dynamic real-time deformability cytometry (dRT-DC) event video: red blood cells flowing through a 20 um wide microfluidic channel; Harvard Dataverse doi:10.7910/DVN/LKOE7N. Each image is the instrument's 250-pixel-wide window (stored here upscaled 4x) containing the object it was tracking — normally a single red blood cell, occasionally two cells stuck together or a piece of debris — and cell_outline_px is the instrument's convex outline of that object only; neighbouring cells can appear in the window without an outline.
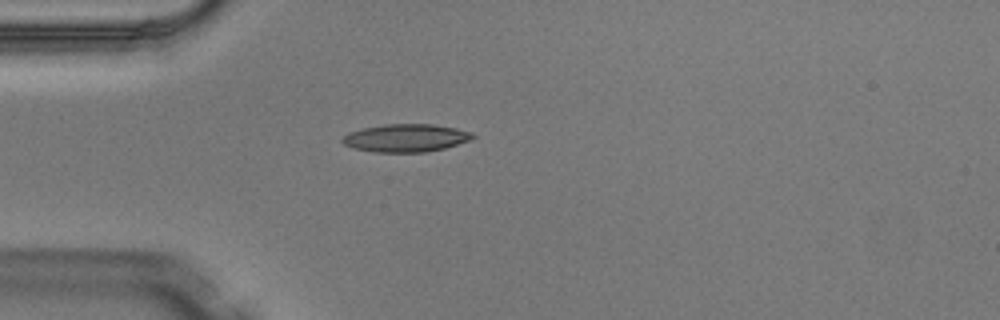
{"species": "Egyptian fruit bat (a non-hibernating species)", "species_latin": "Rousettus aegyptiacus", "temperature_condition": "warm", "stored_images_in_passage": 1, "camera_frame_rate_fps": 3000, "um_per_image_px": 0.085, "animal": {"sex": "male"}, "frame": {"image": 1, "passage_image": 1, "time_ms": 0.0, "image_size_px": [1000, 320], "cell_outline_px": [[476, 136], [468, 140], [444, 148], [424, 152], [376, 152], [356, 148], [344, 144], [340, 140], [348, 132], [360, 128], [384, 124], [432, 124], [456, 128], [472, 132]], "centroid_in_image_um": [34.47, 11.71], "position_along_channel_um": 50.5, "area_um2": 21.04}}